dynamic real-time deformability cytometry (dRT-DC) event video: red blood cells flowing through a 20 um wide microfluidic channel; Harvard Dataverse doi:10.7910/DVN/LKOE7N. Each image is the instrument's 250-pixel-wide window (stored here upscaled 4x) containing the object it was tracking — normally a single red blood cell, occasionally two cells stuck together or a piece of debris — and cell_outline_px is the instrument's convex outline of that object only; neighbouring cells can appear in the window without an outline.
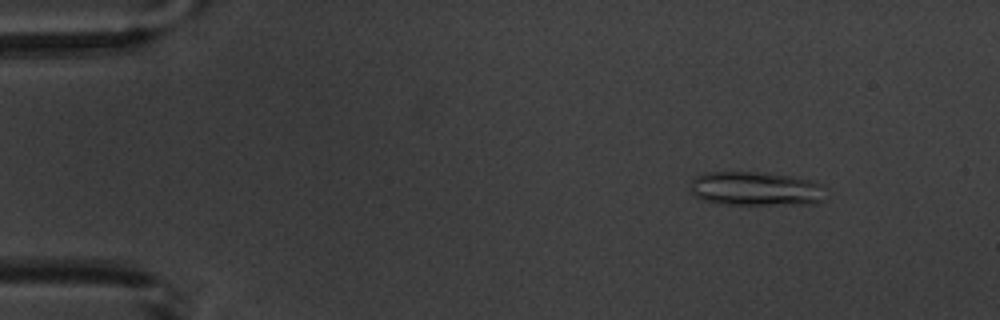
{"species": "common noctule bat (a hibernating species)", "species_latin": "Nyctalus noctula", "temperature_condition": "warm", "stored_images_in_passage": 15, "camera_frame_rate_fps": 3000, "um_per_image_px": 0.085, "animal": {"sex": "male", "body_mass_g": 20.1, "forearm_length_mm": 53.5}, "frame": {"image": 1, "passage_image": 2, "time_ms": 1.333, "image_size_px": [1000, 320], "cell_outline_px": [[828, 188], [824, 200], [816, 204], [720, 204], [704, 200], [696, 196], [692, 192], [692, 180], [696, 176], [704, 172], [756, 172], [792, 176], [812, 180], [824, 184]], "centroid_in_image_um": [64.35, 16.04], "position_along_channel_um": 20.7, "area_um2": 27.22}}
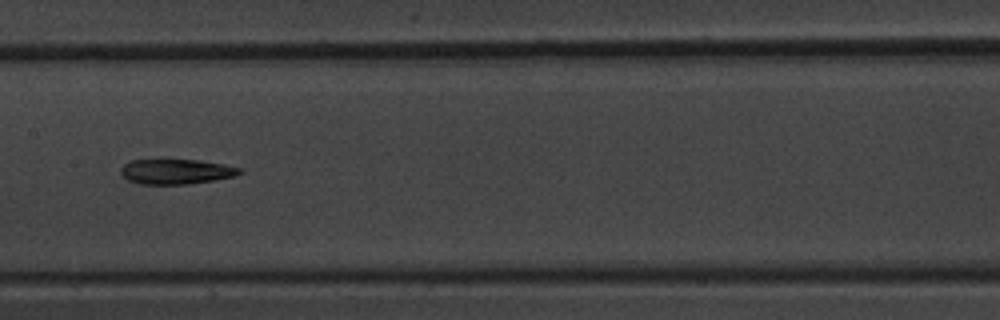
{"frame": {"image": 2, "passage_image": 8, "time_ms": 8.333, "image_size_px": [1000, 320], "cell_outline_px": [[244, 172], [232, 176], [212, 180], [188, 184], [140, 184], [128, 180], [120, 172], [120, 168], [124, 164], [132, 160], [200, 160], [224, 164], [244, 168]], "centroid_in_image_um": [14.99, 14.58], "position_along_channel_um": 192.4, "area_um2": 17.28}}
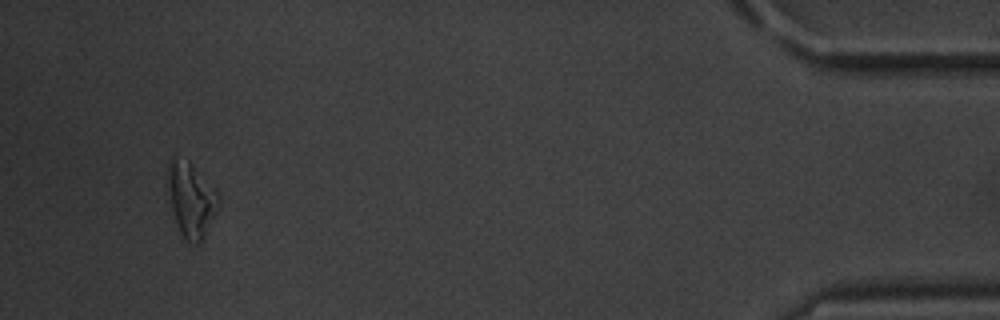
{"frame": {"image": 3, "passage_image": 15, "time_ms": 16.333, "image_size_px": [1000, 320], "cell_outline_px": [[220, 204], [200, 244], [192, 244], [180, 232], [164, 192], [164, 176], [168, 160], [172, 156], [176, 156], [188, 160], [216, 188], [220, 196]], "centroid_in_image_um": [16.17, 16.87], "position_along_channel_um": 419.0, "area_um2": 23.24}}